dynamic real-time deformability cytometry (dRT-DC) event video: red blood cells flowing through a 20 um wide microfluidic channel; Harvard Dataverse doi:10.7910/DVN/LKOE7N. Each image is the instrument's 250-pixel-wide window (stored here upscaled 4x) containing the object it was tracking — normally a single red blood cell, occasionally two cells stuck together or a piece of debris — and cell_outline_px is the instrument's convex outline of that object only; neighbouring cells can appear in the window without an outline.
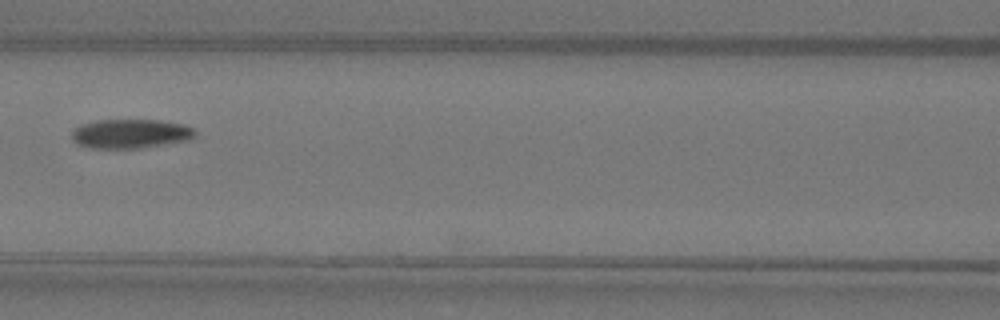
{"species": "Egyptian fruit bat (a non-hibernating species)", "species_latin": "Rousettus aegyptiacus", "temperature_condition": "warm", "stored_images_in_passage": 4, "camera_frame_rate_fps": 3000, "um_per_image_px": 0.085, "animal": {"sex": "female"}, "frame": {"image": 1, "passage_image": 4, "time_ms": 1.0, "image_size_px": [1000, 320], "cell_outline_px": [[196, 136], [192, 140], [140, 148], [88, 148], [76, 144], [72, 140], [72, 128], [80, 124], [96, 120], [160, 120], [184, 124], [196, 128]], "centroid_in_image_um": [11.11, 11.36], "position_along_channel_um": 155.5, "area_um2": 21.5}}